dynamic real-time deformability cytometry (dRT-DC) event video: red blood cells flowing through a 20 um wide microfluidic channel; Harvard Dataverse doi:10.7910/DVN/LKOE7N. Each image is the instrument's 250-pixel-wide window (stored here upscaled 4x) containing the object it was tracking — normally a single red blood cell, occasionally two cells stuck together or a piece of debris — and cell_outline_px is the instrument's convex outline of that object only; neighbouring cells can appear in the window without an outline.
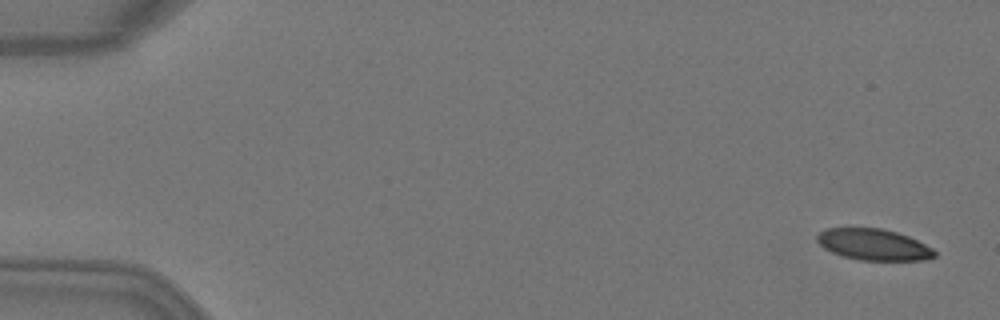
{"species": "Egyptian fruit bat (a non-hibernating species)", "species_latin": "Rousettus aegyptiacus", "temperature_condition": "warm", "stored_images_in_passage": 6, "camera_frame_rate_fps": 3000, "um_per_image_px": 0.085, "animal": {"sex": "female"}, "frame": {"image": 1, "passage_image": 1, "time_ms": 0.0, "image_size_px": [1000, 320], "cell_outline_px": [[936, 256], [924, 260], [860, 260], [844, 256], [832, 252], [824, 248], [816, 240], [816, 236], [820, 232], [828, 228], [880, 228], [896, 232], [908, 236], [932, 248], [936, 252]], "centroid_in_image_um": [74.25, 20.79], "position_along_channel_um": 10.7, "area_um2": 21.21}}
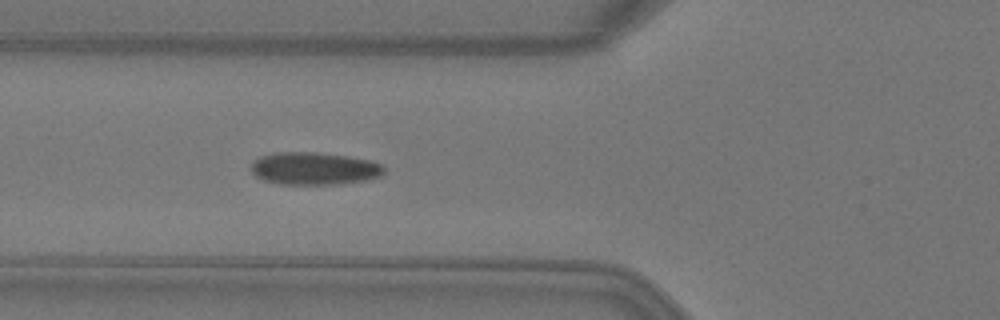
{"frame": {"image": 2, "passage_image": 6, "time_ms": 1.667, "image_size_px": [1000, 320], "cell_outline_px": [[384, 172], [380, 176], [364, 180], [340, 184], [280, 184], [264, 180], [256, 176], [252, 172], [252, 160], [260, 156], [276, 152], [316, 152], [348, 156], [368, 160], [380, 164], [384, 168]], "centroid_in_image_um": [26.67, 14.32], "position_along_channel_um": 99.1, "area_um2": 25.14}}